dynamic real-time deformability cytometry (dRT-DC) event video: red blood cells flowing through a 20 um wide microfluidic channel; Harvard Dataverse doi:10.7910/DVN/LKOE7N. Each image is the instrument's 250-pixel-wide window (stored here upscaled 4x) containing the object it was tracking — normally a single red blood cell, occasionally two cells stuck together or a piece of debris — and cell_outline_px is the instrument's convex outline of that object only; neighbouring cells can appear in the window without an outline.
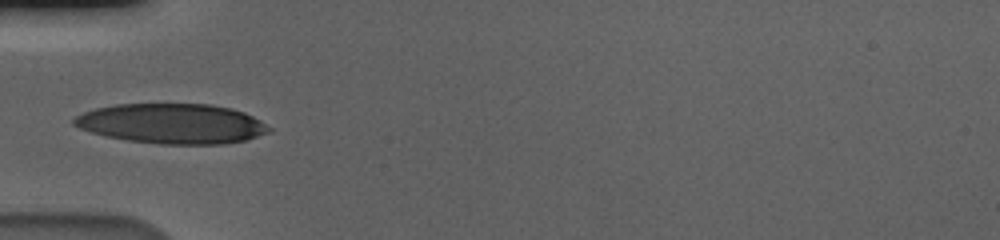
{"species": "human", "species_latin": "Homo sapiens", "temperature_condition": "cold", "stored_images_in_passage": 8, "camera_frame_rate_fps": 3000, "um_per_image_px": 0.085, "donor": {"sex": "male"}, "frame": {"image": 1, "passage_image": 1, "time_ms": 0.0, "image_size_px": [1000, 240], "cell_outline_px": [[272, 132], [244, 140], [224, 144], [160, 144], [128, 140], [108, 136], [92, 132], [80, 128], [72, 124], [72, 120], [76, 116], [84, 112], [96, 108], [116, 104], [208, 104], [232, 108], [244, 112], [260, 120], [272, 128]], "centroid_in_image_um": [14.65, 10.5], "position_along_channel_um": 70.3, "area_um2": 45.37}}
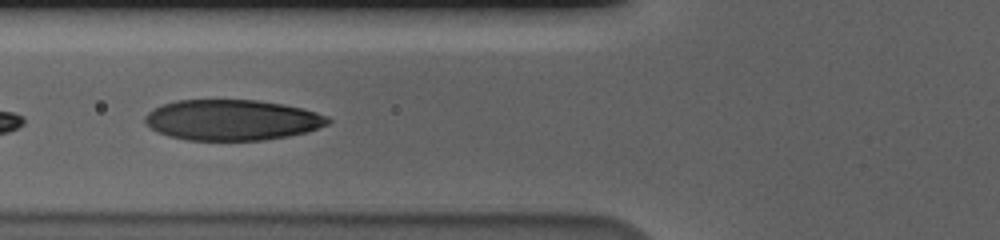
{"frame": {"image": 2, "passage_image": 4, "time_ms": 1.0, "image_size_px": [1000, 240], "cell_outline_px": [[332, 120], [328, 124], [304, 132], [288, 136], [264, 140], [188, 140], [168, 136], [156, 132], [144, 124], [144, 116], [148, 112], [164, 104], [176, 100], [256, 100], [284, 104], [316, 112], [328, 116]], "centroid_in_image_um": [19.69, 10.2], "position_along_channel_um": 106.1, "area_um2": 43.35}}
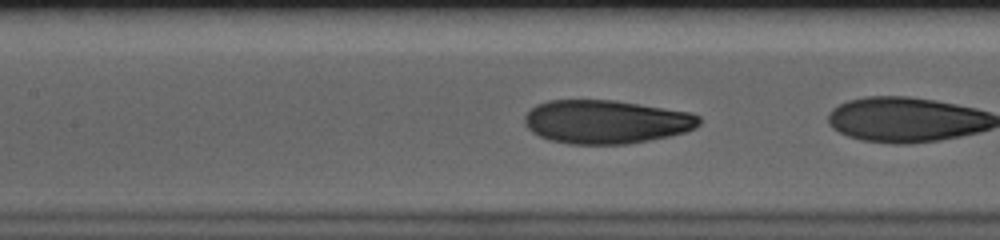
{"frame": {"image": 3, "passage_image": 6, "time_ms": 1.667, "image_size_px": [1000, 240], "cell_outline_px": [[700, 124], [696, 128], [684, 132], [668, 136], [648, 140], [624, 144], [568, 144], [552, 140], [540, 136], [532, 132], [524, 124], [524, 116], [536, 104], [548, 100], [616, 100], [692, 112], [700, 116]], "centroid_in_image_um": [51.52, 10.34], "position_along_channel_um": 155.9, "area_um2": 44.45}}